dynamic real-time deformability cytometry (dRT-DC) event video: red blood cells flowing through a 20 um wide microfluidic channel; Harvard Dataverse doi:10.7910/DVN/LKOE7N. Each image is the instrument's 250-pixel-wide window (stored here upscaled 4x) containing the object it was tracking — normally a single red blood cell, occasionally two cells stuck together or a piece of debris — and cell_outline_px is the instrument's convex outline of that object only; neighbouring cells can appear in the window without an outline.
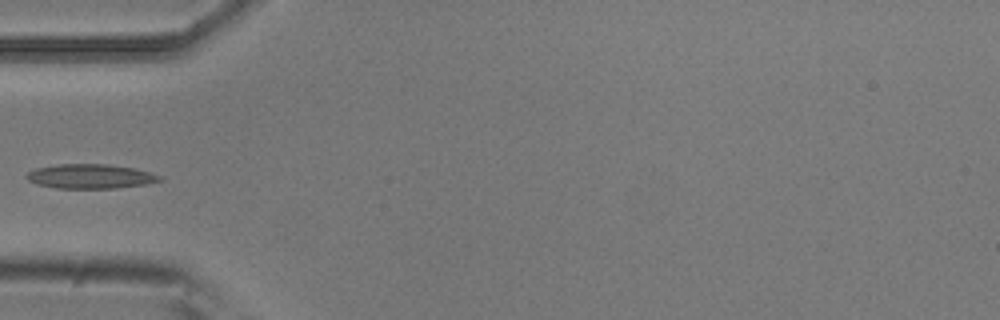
{"species": "common noctule bat (a hibernating species)", "species_latin": "Nyctalus noctula", "temperature_condition": "room temperature", "stored_images_in_passage": 6, "camera_frame_rate_fps": 3000, "um_per_image_px": 0.085, "animal": {"sex": "male", "body_mass_g": 20.5, "forearm_length_mm": 52.5}, "frame": {"image": 1, "passage_image": 4, "time_ms": 1.0, "image_size_px": [1000, 320], "cell_outline_px": [[164, 180], [144, 184], [116, 188], [56, 188], [40, 184], [28, 180], [24, 176], [28, 172], [36, 168], [56, 164], [108, 164], [136, 168], [160, 176]], "centroid_in_image_um": [7.68, 14.98], "position_along_channel_um": 77.3, "area_um2": 18.84}}
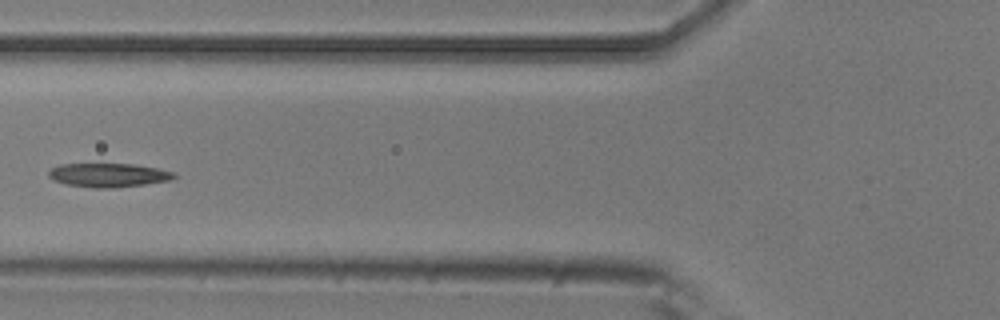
{"frame": {"image": 2, "passage_image": 5, "time_ms": 1.333, "image_size_px": [1000, 320], "cell_outline_px": [[176, 176], [172, 180], [144, 184], [112, 188], [92, 188], [64, 184], [48, 176], [48, 172], [52, 168], [60, 164], [136, 164], [156, 168], [172, 172]], "centroid_in_image_um": [9.2, 14.89], "position_along_channel_um": 116.6, "area_um2": 17.34}}
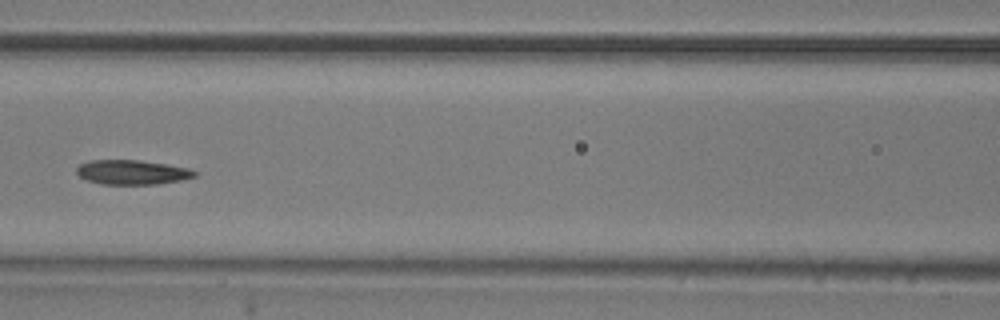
{"frame": {"image": 3, "passage_image": 6, "time_ms": 1.667, "image_size_px": [1000, 320], "cell_outline_px": [[200, 172], [196, 176], [180, 180], [156, 184], [100, 184], [88, 180], [80, 176], [76, 172], [76, 168], [80, 164], [88, 160], [140, 160], [168, 164], [188, 168]], "centroid_in_image_um": [11.25, 14.63], "position_along_channel_um": 155.4, "area_um2": 16.94}}